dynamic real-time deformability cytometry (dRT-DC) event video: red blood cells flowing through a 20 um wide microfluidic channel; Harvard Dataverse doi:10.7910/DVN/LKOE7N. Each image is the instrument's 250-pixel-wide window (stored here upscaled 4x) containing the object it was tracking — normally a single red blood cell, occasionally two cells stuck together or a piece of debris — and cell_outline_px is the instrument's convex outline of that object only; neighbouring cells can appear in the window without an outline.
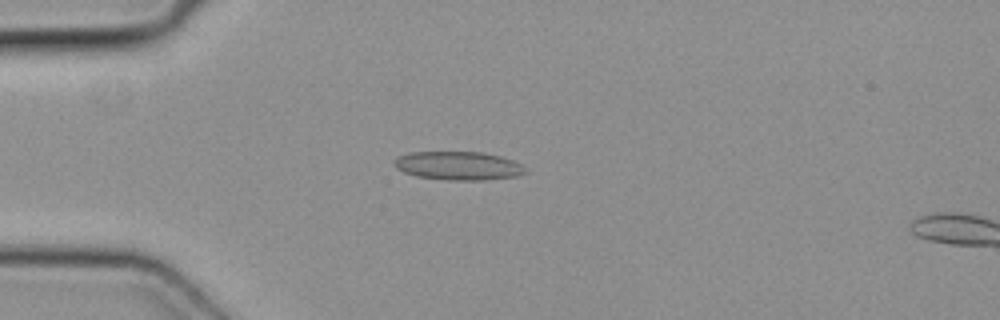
{"species": "common noctule bat (a hibernating species)", "species_latin": "Nyctalus noctula", "temperature_condition": "cold", "stored_images_in_passage": 12, "camera_frame_rate_fps": 3000, "um_per_image_px": 0.085, "animal": {"sex": "female", "body_mass_g": 19.3, "forearm_length_mm": 54.1}, "frame": {"image": 1, "passage_image": 10, "time_ms": 3.0, "image_size_px": [1000, 320], "cell_outline_px": [[528, 172], [516, 176], [484, 180], [448, 180], [416, 176], [404, 172], [396, 168], [392, 164], [392, 160], [396, 156], [408, 152], [484, 152], [500, 156], [512, 160], [520, 164]], "centroid_in_image_um": [38.9, 14.08], "position_along_channel_um": 46.1, "area_um2": 21.96}}